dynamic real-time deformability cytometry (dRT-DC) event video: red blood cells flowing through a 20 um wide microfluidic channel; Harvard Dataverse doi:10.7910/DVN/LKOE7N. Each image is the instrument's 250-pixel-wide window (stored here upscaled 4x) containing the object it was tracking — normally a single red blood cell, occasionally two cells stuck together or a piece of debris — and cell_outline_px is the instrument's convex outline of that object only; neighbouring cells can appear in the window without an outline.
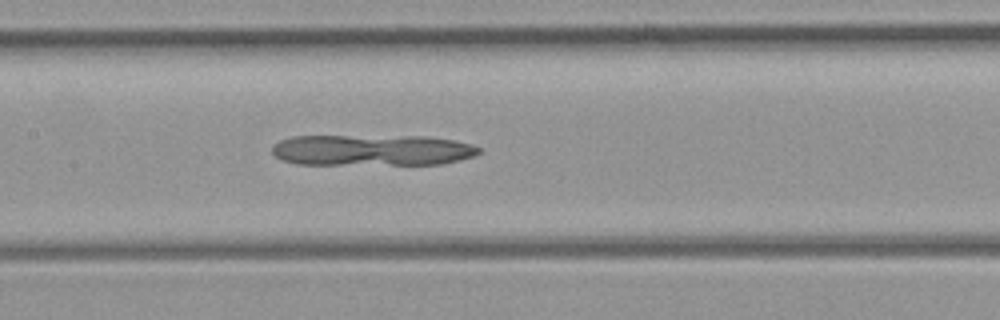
{"species": "common noctule bat (a hibernating species)", "species_latin": "Nyctalus noctula", "temperature_condition": "room temperature", "stored_images_in_passage": 25, "camera_frame_rate_fps": 3000, "um_per_image_px": 0.085, "animal": {"sex": "female", "body_mass_g": 21.9}, "frame": {"image": 1, "passage_image": 7, "time_ms": 2.0, "image_size_px": [1000, 320], "cell_outline_px": [[480, 152], [476, 156], [444, 164], [296, 164], [284, 160], [276, 156], [272, 152], [272, 144], [280, 140], [292, 136], [428, 136], [452, 140], [472, 144], [480, 148]], "centroid_in_image_um": [31.64, 12.76], "position_along_channel_um": 175.8, "area_um2": 37.74}}